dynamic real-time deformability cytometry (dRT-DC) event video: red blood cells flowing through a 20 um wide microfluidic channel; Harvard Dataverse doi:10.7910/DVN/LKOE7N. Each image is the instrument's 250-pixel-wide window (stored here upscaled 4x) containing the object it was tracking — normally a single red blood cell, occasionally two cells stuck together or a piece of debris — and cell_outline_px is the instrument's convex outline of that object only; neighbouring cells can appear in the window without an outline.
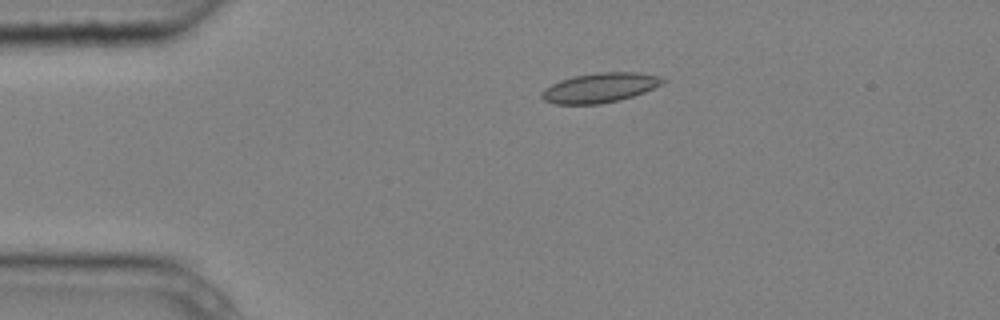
{"species": "common noctule bat (a hibernating species)", "species_latin": "Nyctalus noctula", "temperature_condition": "cold", "stored_images_in_passage": 4, "camera_frame_rate_fps": 3000, "um_per_image_px": 0.085, "animal": {"sex": "male", "body_mass_g": 20.4}, "frame": {"image": 1, "passage_image": 3, "time_ms": 0.667, "image_size_px": [1000, 320], "cell_outline_px": [[668, 80], [644, 92], [620, 100], [600, 104], [556, 104], [544, 100], [540, 96], [540, 92], [544, 88], [560, 80], [572, 76], [596, 72], [640, 72], [656, 76]], "centroid_in_image_um": [50.94, 7.45], "position_along_channel_um": 34.1, "area_um2": 20.92}}